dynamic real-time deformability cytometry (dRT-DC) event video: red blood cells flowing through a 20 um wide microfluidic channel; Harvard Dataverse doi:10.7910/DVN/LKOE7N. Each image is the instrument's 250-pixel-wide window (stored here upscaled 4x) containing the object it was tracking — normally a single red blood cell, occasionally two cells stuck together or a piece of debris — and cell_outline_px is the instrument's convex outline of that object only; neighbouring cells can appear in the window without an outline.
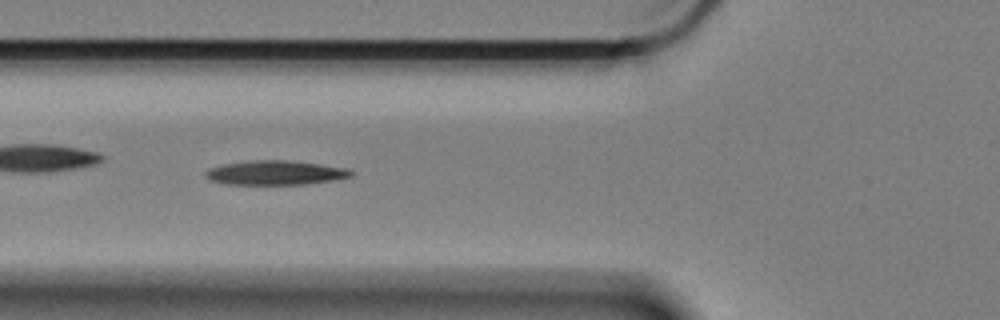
{"species": "Egyptian fruit bat (a non-hibernating species)", "species_latin": "Rousettus aegyptiacus", "temperature_condition": "cold", "stored_images_in_passage": 58, "camera_frame_rate_fps": 3000, "um_per_image_px": 0.085, "animal": {"sex": "female"}, "frame": {"image": 1, "passage_image": 20, "time_ms": 6.333, "image_size_px": [1000, 320], "cell_outline_px": [[352, 176], [332, 180], [304, 184], [224, 184], [208, 180], [204, 176], [204, 172], [208, 168], [224, 164], [248, 160], [288, 160], [320, 164], [348, 168], [352, 172]], "centroid_in_image_um": [23.33, 14.68], "position_along_channel_um": 102.5, "area_um2": 20.69}}
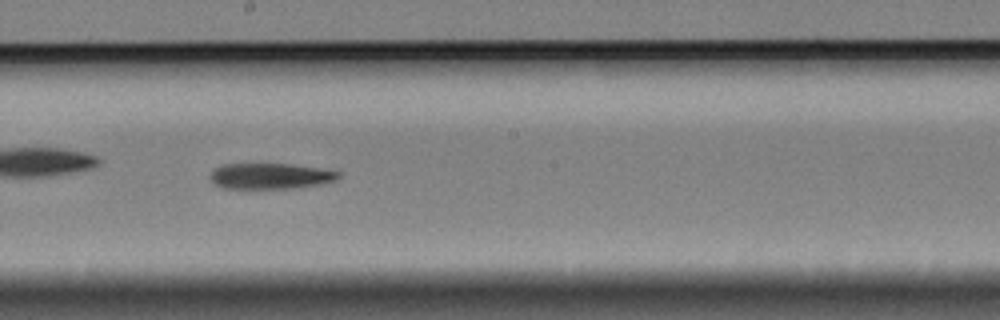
{"frame": {"image": 2, "passage_image": 31, "time_ms": 10.0, "image_size_px": [1000, 320], "cell_outline_px": [[340, 176], [336, 180], [320, 184], [296, 188], [224, 188], [216, 184], [208, 176], [216, 168], [224, 164], [288, 164], [316, 168], [340, 172]], "centroid_in_image_um": [22.98, 14.97], "position_along_channel_um": 225.2, "area_um2": 18.96}}
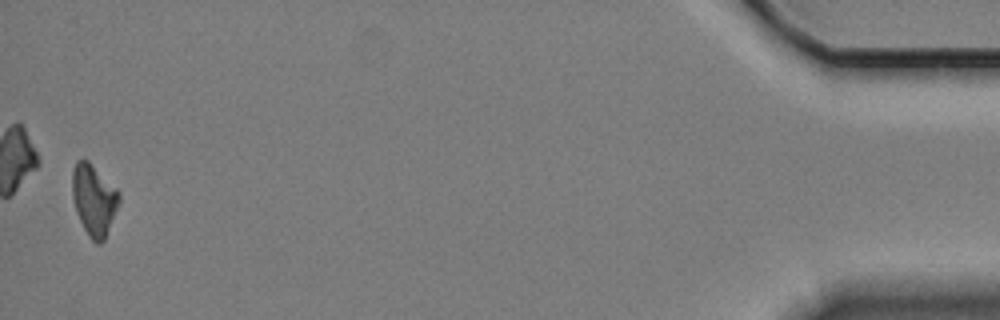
{"frame": {"image": 3, "passage_image": 57, "time_ms": 18.667, "image_size_px": [1000, 320], "cell_outline_px": [[120, 200], [104, 240], [100, 244], [96, 244], [88, 236], [76, 212], [72, 196], [72, 172], [76, 160], [88, 160], [120, 192]], "centroid_in_image_um": [7.97, 16.98], "position_along_channel_um": 427.2, "area_um2": 19.31}, "authors_computed_cell_mechanics": {"area_um2": 20.0855, "velocity_mm_per_s": 3.3417, "shape_relaxation_time_tau1_ms": 4.2768, "shape_relaxation_time_tau2_ms": null, "deformation_change_tau1": 0.1367, "deformation_change_tau2": null}}